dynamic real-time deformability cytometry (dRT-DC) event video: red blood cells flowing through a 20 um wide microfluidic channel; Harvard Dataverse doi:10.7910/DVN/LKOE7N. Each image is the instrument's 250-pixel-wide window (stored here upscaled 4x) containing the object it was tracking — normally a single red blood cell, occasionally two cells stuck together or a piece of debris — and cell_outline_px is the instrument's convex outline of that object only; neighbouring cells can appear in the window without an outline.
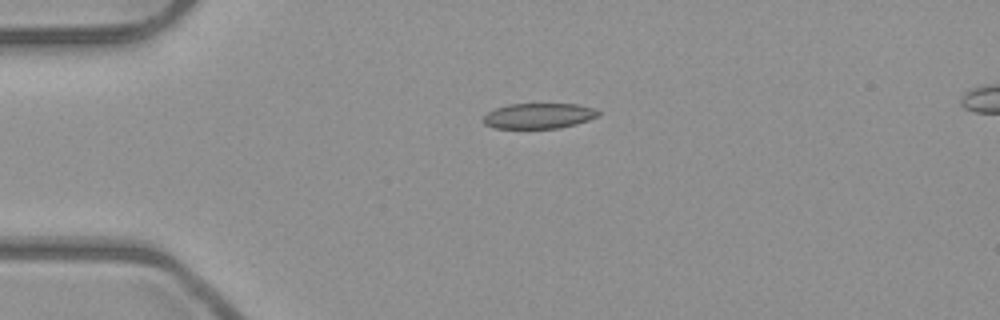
{"species": "common noctule bat (a hibernating species)", "species_latin": "Nyctalus noctula", "temperature_condition": "room temperature", "stored_images_in_passage": 3, "segment_of_instrument_passage": [1, 2], "camera_frame_rate_fps": 3000, "um_per_image_px": 0.085, "animal": {"sex": "male", "body_mass_g": 23.1, "forearm_length_mm": 52.7}, "frame": {"image": 1, "passage_image": 1, "time_ms": 0.0, "image_size_px": [1000, 320], "cell_outline_px": [[600, 116], [576, 124], [560, 128], [496, 128], [484, 124], [484, 116], [488, 112], [496, 108], [508, 104], [576, 104], [592, 108], [600, 112]], "centroid_in_image_um": [45.81, 9.85], "position_along_channel_um": 39.2, "area_um2": 16.94}}